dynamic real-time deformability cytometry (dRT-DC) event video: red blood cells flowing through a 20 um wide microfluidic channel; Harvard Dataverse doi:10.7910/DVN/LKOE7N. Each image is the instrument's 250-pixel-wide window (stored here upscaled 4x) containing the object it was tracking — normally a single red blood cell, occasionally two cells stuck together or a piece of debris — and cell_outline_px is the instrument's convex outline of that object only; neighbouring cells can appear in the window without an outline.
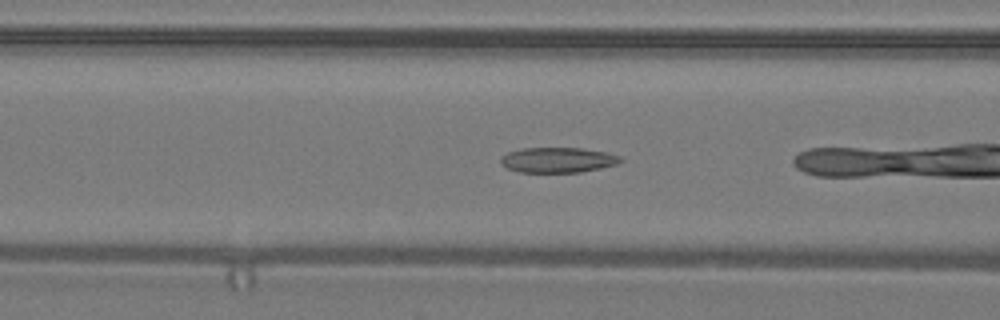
{"species": "common noctule bat (a hibernating species)", "species_latin": "Nyctalus noctula", "temperature_condition": "warm", "stored_images_in_passage": 10, "camera_frame_rate_fps": 3000, "um_per_image_px": 0.085, "animal": {"sex": "male", "body_mass_g": 19.2, "forearm_length_mm": 51.8}, "frame": {"image": 1, "passage_image": 5, "time_ms": 1.333, "image_size_px": [1000, 320], "cell_outline_px": [[624, 160], [616, 164], [600, 168], [580, 172], [520, 172], [508, 168], [500, 164], [500, 156], [508, 152], [524, 148], [580, 148], [608, 152], [620, 156]], "centroid_in_image_um": [47.41, 13.59], "position_along_channel_um": 119.2, "area_um2": 17.63}}